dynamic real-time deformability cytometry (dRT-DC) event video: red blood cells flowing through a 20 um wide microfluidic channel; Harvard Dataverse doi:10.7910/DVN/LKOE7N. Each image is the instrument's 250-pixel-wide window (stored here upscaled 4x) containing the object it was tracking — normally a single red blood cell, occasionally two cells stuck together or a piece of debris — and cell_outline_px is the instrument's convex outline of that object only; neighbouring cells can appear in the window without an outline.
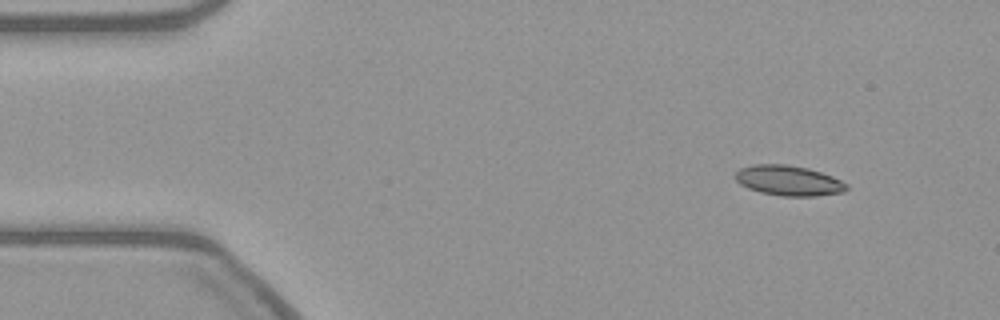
{"species": "common noctule bat (a hibernating species)", "species_latin": "Nyctalus noctula", "temperature_condition": "warm", "stored_images_in_passage": 50, "camera_frame_rate_fps": 3000, "um_per_image_px": 0.085, "animal": {"sex": "female", "body_mass_g": 21.9}, "frame": {"image": 1, "passage_image": 1, "time_ms": 0.0, "image_size_px": [1000, 320], "cell_outline_px": [[848, 188], [844, 192], [816, 196], [780, 196], [760, 192], [748, 188], [740, 184], [736, 180], [736, 172], [740, 168], [756, 164], [788, 164], [808, 168], [832, 176], [848, 184]], "centroid_in_image_um": [67.04, 15.35], "position_along_channel_um": 18.0, "area_um2": 19.59}}
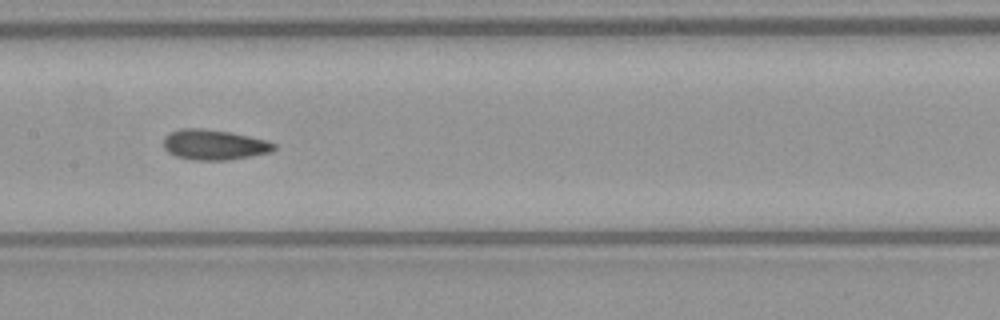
{"frame": {"image": 2, "passage_image": 22, "time_ms": 7.0, "image_size_px": [1000, 320], "cell_outline_px": [[276, 148], [272, 152], [228, 160], [192, 160], [176, 156], [168, 152], [164, 148], [164, 136], [168, 132], [180, 128], [200, 128], [228, 132], [248, 136], [264, 140], [276, 144]], "centroid_in_image_um": [18.16, 12.3], "position_along_channel_um": 189.2, "area_um2": 19.48}}
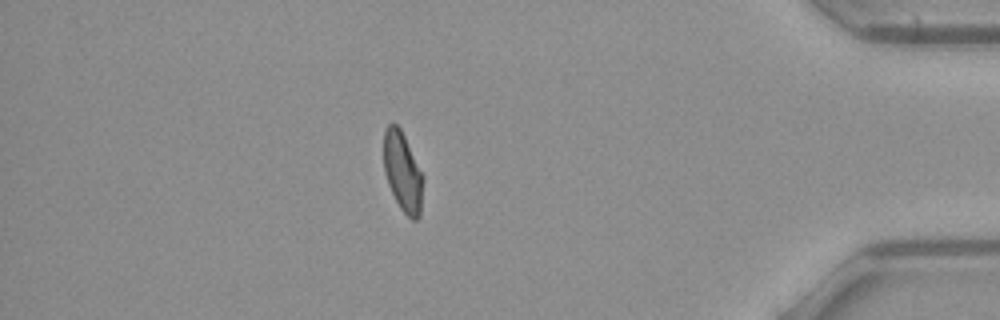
{"frame": {"image": 3, "passage_image": 43, "time_ms": 14.0, "image_size_px": [1000, 320], "cell_outline_px": [[424, 180], [420, 216], [416, 220], [412, 220], [400, 208], [388, 184], [384, 172], [384, 128], [392, 120], [400, 128], [424, 176]], "centroid_in_image_um": [34.23, 14.6], "position_along_channel_um": 401.0, "area_um2": 18.38}}